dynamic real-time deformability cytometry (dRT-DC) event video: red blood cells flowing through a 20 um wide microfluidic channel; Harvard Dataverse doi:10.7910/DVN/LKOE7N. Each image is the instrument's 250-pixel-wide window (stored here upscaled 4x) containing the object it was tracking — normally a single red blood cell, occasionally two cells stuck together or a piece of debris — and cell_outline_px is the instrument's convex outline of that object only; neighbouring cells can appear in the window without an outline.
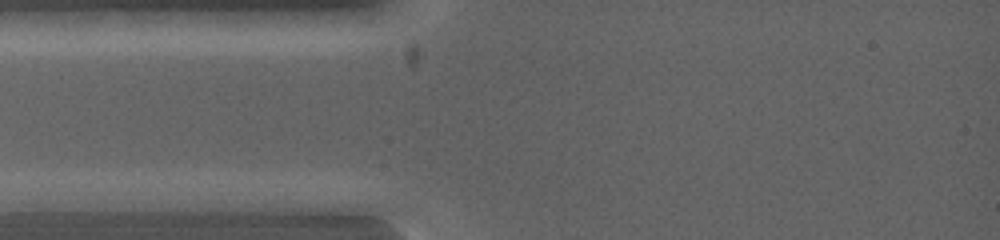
{"species": "common noctule bat (a hibernating species)", "species_latin": "Nyctalus noctula", "temperature_condition": "warm", "stored_images_in_passage": 2, "camera_frame_rate_fps": 5000, "um_per_image_px": 0.085, "animal": {"sex": "female", "body_mass_g": 19.0, "forearm_length_mm": 53.3}, "frame": {"image": 1, "passage_image": 1, "time_ms": 0.0, "image_size_px": [1000, 240], "cell_outline_px": [[124, 200], [64, 212], [36, 212], [12, 200], [20, 192], [100, 192]], "centroid_in_image_um": [5.31, 17.06], "position_along_channel_um": 79.7, "area_um2": 11.62}}